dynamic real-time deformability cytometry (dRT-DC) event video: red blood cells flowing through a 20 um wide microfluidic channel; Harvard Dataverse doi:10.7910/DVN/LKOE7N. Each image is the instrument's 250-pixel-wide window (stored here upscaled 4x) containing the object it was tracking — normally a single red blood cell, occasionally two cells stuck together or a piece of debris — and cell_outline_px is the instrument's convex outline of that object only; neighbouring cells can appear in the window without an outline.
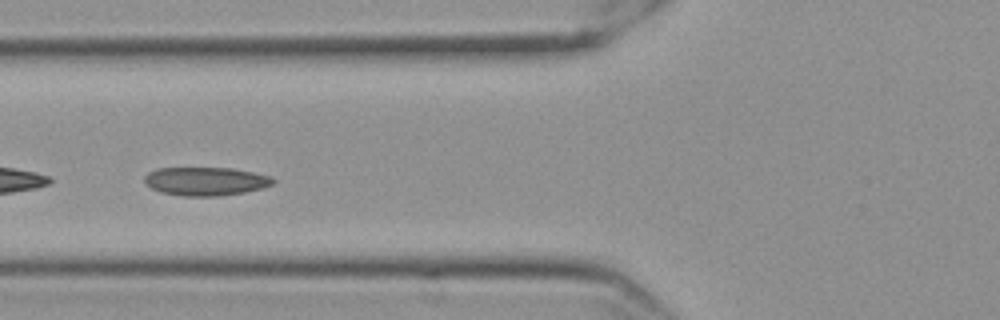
{"species": "Egyptian fruit bat (a non-hibernating species)", "species_latin": "Rousettus aegyptiacus", "temperature_condition": "cold", "stored_images_in_passage": 55, "camera_frame_rate_fps": 3000, "um_per_image_px": 0.085, "frame": {"image": 1, "passage_image": 20, "time_ms": 6.333, "image_size_px": [1000, 320], "cell_outline_px": [[276, 180], [272, 184], [264, 188], [244, 192], [220, 196], [184, 196], [160, 192], [152, 188], [144, 180], [144, 176], [148, 172], [156, 168], [232, 168], [272, 176]], "centroid_in_image_um": [17.5, 15.41], "position_along_channel_um": 108.3, "area_um2": 21.39}}
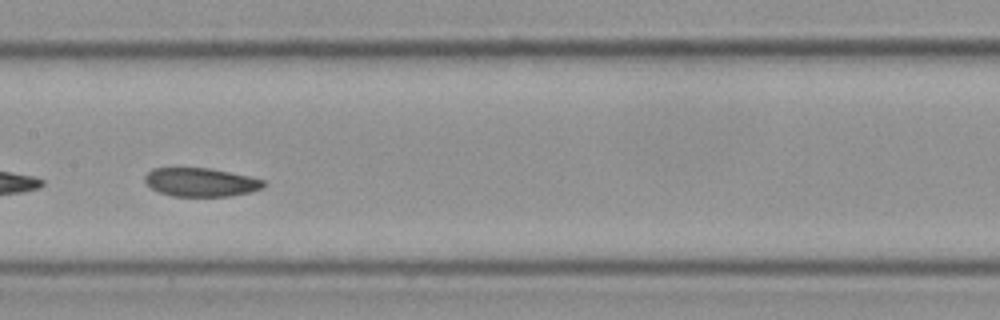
{"frame": {"image": 2, "passage_image": 27, "time_ms": 8.667, "image_size_px": [1000, 320], "cell_outline_px": [[264, 184], [260, 188], [248, 192], [228, 196], [172, 196], [160, 192], [152, 188], [144, 180], [144, 176], [152, 168], [208, 168], [248, 176], [264, 180]], "centroid_in_image_um": [17.02, 15.48], "position_along_channel_um": 190.4, "area_um2": 19.42}}
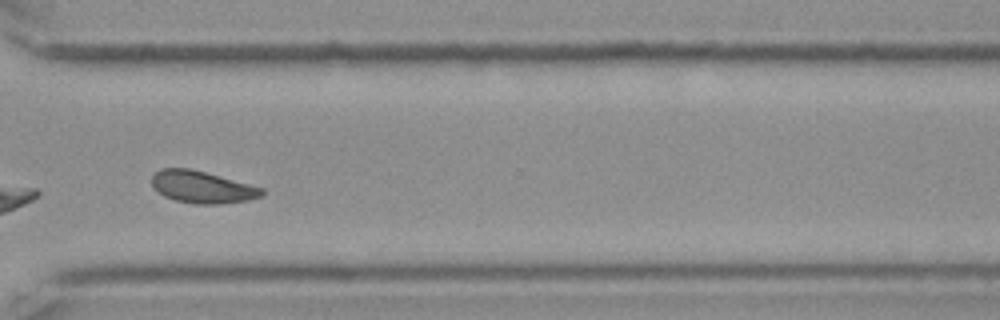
{"frame": {"image": 3, "passage_image": 41, "time_ms": 13.333, "image_size_px": [1000, 320], "cell_outline_px": [[264, 192], [260, 196], [248, 200], [220, 204], [196, 204], [176, 200], [164, 196], [152, 188], [152, 176], [160, 168], [188, 168], [204, 172], [264, 188]], "centroid_in_image_um": [17.15, 15.9], "position_along_channel_um": 353.5, "area_um2": 20.4}}